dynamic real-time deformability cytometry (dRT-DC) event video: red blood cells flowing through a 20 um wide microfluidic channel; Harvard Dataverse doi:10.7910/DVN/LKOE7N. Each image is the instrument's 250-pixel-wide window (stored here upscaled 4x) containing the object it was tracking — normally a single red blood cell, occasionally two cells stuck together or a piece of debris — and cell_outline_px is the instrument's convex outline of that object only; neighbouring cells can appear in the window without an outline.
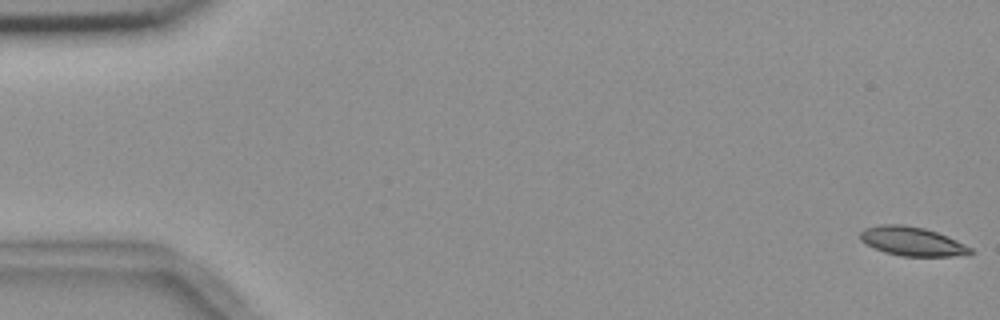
{"species": "common noctule bat (a hibernating species)", "species_latin": "Nyctalus noctula", "temperature_condition": "room temperature", "stored_images_in_passage": 56, "camera_frame_rate_fps": 3000, "um_per_image_px": 0.085, "animal": {"sex": "female", "body_mass_g": 18.4}, "frame": {"image": 1, "passage_image": 1, "time_ms": 0.0, "image_size_px": [1000, 320], "cell_outline_px": [[972, 252], [968, 256], [900, 256], [884, 252], [860, 240], [860, 232], [864, 228], [880, 224], [904, 224], [924, 228], [948, 236], [972, 248]], "centroid_in_image_um": [77.55, 20.51], "position_along_channel_um": 7.5, "area_um2": 18.67}}
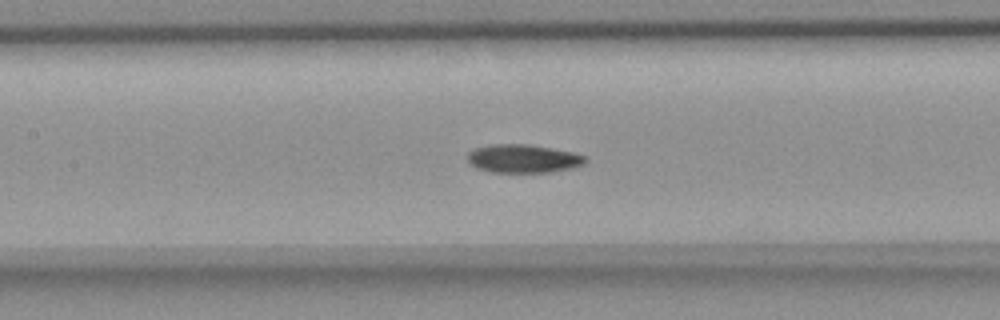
{"frame": {"image": 2, "passage_image": 26, "time_ms": 8.333, "image_size_px": [1000, 320], "cell_outline_px": [[588, 160], [584, 164], [572, 168], [552, 172], [492, 172], [476, 168], [468, 160], [468, 152], [472, 148], [492, 144], [528, 144], [572, 152], [588, 156]], "centroid_in_image_um": [44.49, 13.48], "position_along_channel_um": 162.9, "area_um2": 19.59}}
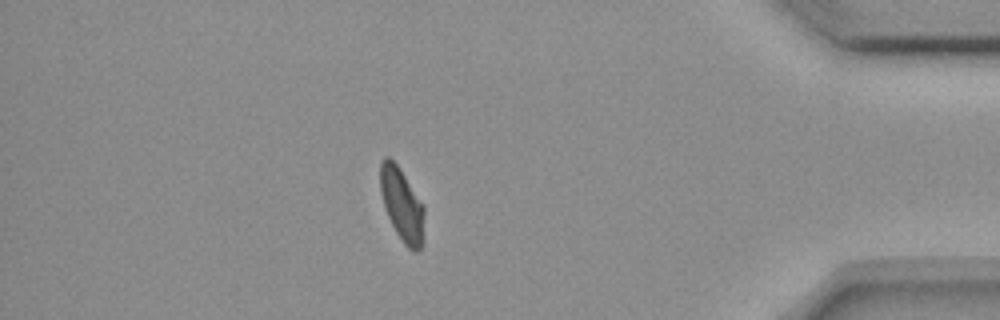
{"frame": {"image": 3, "passage_image": 49, "time_ms": 16.0, "image_size_px": [1000, 320], "cell_outline_px": [[424, 240], [420, 248], [416, 252], [412, 252], [404, 244], [396, 232], [384, 208], [380, 192], [380, 164], [384, 156], [388, 156], [396, 164], [424, 204]], "centroid_in_image_um": [34.18, 17.43], "position_along_channel_um": 401.0, "area_um2": 18.9}, "authors_computed_cell_mechanics": {"area_um2": 19.1896, "velocity_mm_per_s": 3.6342, "shape_relaxation_time_tau1_ms": 6.7555, "shape_relaxation_time_tau2_ms": 2.8503, "deformation_change_tau1": 0.1361, "deformation_change_tau2": 0.0644}}